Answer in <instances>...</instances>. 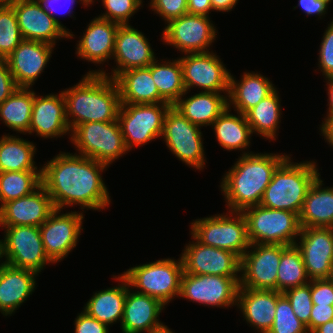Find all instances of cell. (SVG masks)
Listing matches in <instances>:
<instances>
[{
  "label": "cell",
  "instance_id": "obj_57",
  "mask_svg": "<svg viewBox=\"0 0 333 333\" xmlns=\"http://www.w3.org/2000/svg\"><path fill=\"white\" fill-rule=\"evenodd\" d=\"M154 333H175L172 331L167 325H163L162 327L156 329Z\"/></svg>",
  "mask_w": 333,
  "mask_h": 333
},
{
  "label": "cell",
  "instance_id": "obj_28",
  "mask_svg": "<svg viewBox=\"0 0 333 333\" xmlns=\"http://www.w3.org/2000/svg\"><path fill=\"white\" fill-rule=\"evenodd\" d=\"M186 94L188 92H185L173 107L199 127L211 126L228 107V94L199 91L185 98Z\"/></svg>",
  "mask_w": 333,
  "mask_h": 333
},
{
  "label": "cell",
  "instance_id": "obj_27",
  "mask_svg": "<svg viewBox=\"0 0 333 333\" xmlns=\"http://www.w3.org/2000/svg\"><path fill=\"white\" fill-rule=\"evenodd\" d=\"M37 273L0 264V312L12 316L36 289Z\"/></svg>",
  "mask_w": 333,
  "mask_h": 333
},
{
  "label": "cell",
  "instance_id": "obj_56",
  "mask_svg": "<svg viewBox=\"0 0 333 333\" xmlns=\"http://www.w3.org/2000/svg\"><path fill=\"white\" fill-rule=\"evenodd\" d=\"M312 333H333V320L320 325Z\"/></svg>",
  "mask_w": 333,
  "mask_h": 333
},
{
  "label": "cell",
  "instance_id": "obj_11",
  "mask_svg": "<svg viewBox=\"0 0 333 333\" xmlns=\"http://www.w3.org/2000/svg\"><path fill=\"white\" fill-rule=\"evenodd\" d=\"M202 137L201 127L191 123L173 106L169 108L161 138L175 157L200 171L206 164Z\"/></svg>",
  "mask_w": 333,
  "mask_h": 333
},
{
  "label": "cell",
  "instance_id": "obj_36",
  "mask_svg": "<svg viewBox=\"0 0 333 333\" xmlns=\"http://www.w3.org/2000/svg\"><path fill=\"white\" fill-rule=\"evenodd\" d=\"M155 60L148 67L160 94V103L173 106L186 92L183 82L182 65L179 58L175 60Z\"/></svg>",
  "mask_w": 333,
  "mask_h": 333
},
{
  "label": "cell",
  "instance_id": "obj_26",
  "mask_svg": "<svg viewBox=\"0 0 333 333\" xmlns=\"http://www.w3.org/2000/svg\"><path fill=\"white\" fill-rule=\"evenodd\" d=\"M281 292L276 290H256L239 287L237 308L243 320L259 333H267L275 319L277 299Z\"/></svg>",
  "mask_w": 333,
  "mask_h": 333
},
{
  "label": "cell",
  "instance_id": "obj_13",
  "mask_svg": "<svg viewBox=\"0 0 333 333\" xmlns=\"http://www.w3.org/2000/svg\"><path fill=\"white\" fill-rule=\"evenodd\" d=\"M239 282L240 277L183 272L179 297L212 308L237 306Z\"/></svg>",
  "mask_w": 333,
  "mask_h": 333
},
{
  "label": "cell",
  "instance_id": "obj_17",
  "mask_svg": "<svg viewBox=\"0 0 333 333\" xmlns=\"http://www.w3.org/2000/svg\"><path fill=\"white\" fill-rule=\"evenodd\" d=\"M149 43L148 38L133 26L129 24L119 25L112 56L116 65L112 67L111 73H106L104 68H99V70L95 69L86 74H102L115 79L126 70L148 67L156 60L155 52Z\"/></svg>",
  "mask_w": 333,
  "mask_h": 333
},
{
  "label": "cell",
  "instance_id": "obj_10",
  "mask_svg": "<svg viewBox=\"0 0 333 333\" xmlns=\"http://www.w3.org/2000/svg\"><path fill=\"white\" fill-rule=\"evenodd\" d=\"M168 103L121 104L118 122L128 151L160 138Z\"/></svg>",
  "mask_w": 333,
  "mask_h": 333
},
{
  "label": "cell",
  "instance_id": "obj_15",
  "mask_svg": "<svg viewBox=\"0 0 333 333\" xmlns=\"http://www.w3.org/2000/svg\"><path fill=\"white\" fill-rule=\"evenodd\" d=\"M184 55L179 60L186 92L198 87L202 92L229 94L231 73L216 53L210 51Z\"/></svg>",
  "mask_w": 333,
  "mask_h": 333
},
{
  "label": "cell",
  "instance_id": "obj_46",
  "mask_svg": "<svg viewBox=\"0 0 333 333\" xmlns=\"http://www.w3.org/2000/svg\"><path fill=\"white\" fill-rule=\"evenodd\" d=\"M40 2V4L42 5V8L69 34V39L75 37L74 34H72L73 32L69 31V29L66 28V26H64L63 24H61V21L56 18V16L54 14L59 13L61 14L62 11L65 10V12H63L64 14H68V16L73 17L72 16V11L73 10V6L76 2H80L82 5H84L85 7H87L83 0H38ZM58 7V8H57ZM64 9V10H62ZM61 11V13H60Z\"/></svg>",
  "mask_w": 333,
  "mask_h": 333
},
{
  "label": "cell",
  "instance_id": "obj_2",
  "mask_svg": "<svg viewBox=\"0 0 333 333\" xmlns=\"http://www.w3.org/2000/svg\"><path fill=\"white\" fill-rule=\"evenodd\" d=\"M278 153H251L239 156L223 175L221 193L229 211L260 205L261 198L277 167L288 157Z\"/></svg>",
  "mask_w": 333,
  "mask_h": 333
},
{
  "label": "cell",
  "instance_id": "obj_50",
  "mask_svg": "<svg viewBox=\"0 0 333 333\" xmlns=\"http://www.w3.org/2000/svg\"><path fill=\"white\" fill-rule=\"evenodd\" d=\"M18 86L15 83L5 60H0V104H2Z\"/></svg>",
  "mask_w": 333,
  "mask_h": 333
},
{
  "label": "cell",
  "instance_id": "obj_7",
  "mask_svg": "<svg viewBox=\"0 0 333 333\" xmlns=\"http://www.w3.org/2000/svg\"><path fill=\"white\" fill-rule=\"evenodd\" d=\"M215 214L191 223V235L201 244L228 250L240 258L250 247L247 224L241 212Z\"/></svg>",
  "mask_w": 333,
  "mask_h": 333
},
{
  "label": "cell",
  "instance_id": "obj_29",
  "mask_svg": "<svg viewBox=\"0 0 333 333\" xmlns=\"http://www.w3.org/2000/svg\"><path fill=\"white\" fill-rule=\"evenodd\" d=\"M240 79L230 74L228 107L242 114L277 89L270 79L258 72H244Z\"/></svg>",
  "mask_w": 333,
  "mask_h": 333
},
{
  "label": "cell",
  "instance_id": "obj_5",
  "mask_svg": "<svg viewBox=\"0 0 333 333\" xmlns=\"http://www.w3.org/2000/svg\"><path fill=\"white\" fill-rule=\"evenodd\" d=\"M183 272L180 256L178 260L165 258L136 265L122 275L127 279L130 288L136 289L135 292L154 297L167 305L175 297L179 298Z\"/></svg>",
  "mask_w": 333,
  "mask_h": 333
},
{
  "label": "cell",
  "instance_id": "obj_34",
  "mask_svg": "<svg viewBox=\"0 0 333 333\" xmlns=\"http://www.w3.org/2000/svg\"><path fill=\"white\" fill-rule=\"evenodd\" d=\"M16 136L5 134L0 137V172L41 171L34 161L37 154L34 142Z\"/></svg>",
  "mask_w": 333,
  "mask_h": 333
},
{
  "label": "cell",
  "instance_id": "obj_37",
  "mask_svg": "<svg viewBox=\"0 0 333 333\" xmlns=\"http://www.w3.org/2000/svg\"><path fill=\"white\" fill-rule=\"evenodd\" d=\"M34 90L17 88L0 104V121L17 133L29 134Z\"/></svg>",
  "mask_w": 333,
  "mask_h": 333
},
{
  "label": "cell",
  "instance_id": "obj_16",
  "mask_svg": "<svg viewBox=\"0 0 333 333\" xmlns=\"http://www.w3.org/2000/svg\"><path fill=\"white\" fill-rule=\"evenodd\" d=\"M83 212L55 209L39 227L44 250L53 263L61 262L76 248L83 228Z\"/></svg>",
  "mask_w": 333,
  "mask_h": 333
},
{
  "label": "cell",
  "instance_id": "obj_40",
  "mask_svg": "<svg viewBox=\"0 0 333 333\" xmlns=\"http://www.w3.org/2000/svg\"><path fill=\"white\" fill-rule=\"evenodd\" d=\"M23 41L16 13L11 5L0 7V60L6 59Z\"/></svg>",
  "mask_w": 333,
  "mask_h": 333
},
{
  "label": "cell",
  "instance_id": "obj_59",
  "mask_svg": "<svg viewBox=\"0 0 333 333\" xmlns=\"http://www.w3.org/2000/svg\"><path fill=\"white\" fill-rule=\"evenodd\" d=\"M84 4L89 7L90 4H93L95 2V0H83Z\"/></svg>",
  "mask_w": 333,
  "mask_h": 333
},
{
  "label": "cell",
  "instance_id": "obj_19",
  "mask_svg": "<svg viewBox=\"0 0 333 333\" xmlns=\"http://www.w3.org/2000/svg\"><path fill=\"white\" fill-rule=\"evenodd\" d=\"M295 245L299 249L307 276L329 279L333 267V228H301Z\"/></svg>",
  "mask_w": 333,
  "mask_h": 333
},
{
  "label": "cell",
  "instance_id": "obj_58",
  "mask_svg": "<svg viewBox=\"0 0 333 333\" xmlns=\"http://www.w3.org/2000/svg\"><path fill=\"white\" fill-rule=\"evenodd\" d=\"M14 0H0V7L1 6H8L10 5Z\"/></svg>",
  "mask_w": 333,
  "mask_h": 333
},
{
  "label": "cell",
  "instance_id": "obj_44",
  "mask_svg": "<svg viewBox=\"0 0 333 333\" xmlns=\"http://www.w3.org/2000/svg\"><path fill=\"white\" fill-rule=\"evenodd\" d=\"M320 43L318 68L324 78L333 76V20L330 21Z\"/></svg>",
  "mask_w": 333,
  "mask_h": 333
},
{
  "label": "cell",
  "instance_id": "obj_39",
  "mask_svg": "<svg viewBox=\"0 0 333 333\" xmlns=\"http://www.w3.org/2000/svg\"><path fill=\"white\" fill-rule=\"evenodd\" d=\"M41 184V171L0 172V208L34 192Z\"/></svg>",
  "mask_w": 333,
  "mask_h": 333
},
{
  "label": "cell",
  "instance_id": "obj_33",
  "mask_svg": "<svg viewBox=\"0 0 333 333\" xmlns=\"http://www.w3.org/2000/svg\"><path fill=\"white\" fill-rule=\"evenodd\" d=\"M231 110L227 107L211 125L218 144L227 151L240 150L242 151L241 155L254 153L247 150L250 147L251 135L253 136V134L245 114L237 112L235 115L231 113Z\"/></svg>",
  "mask_w": 333,
  "mask_h": 333
},
{
  "label": "cell",
  "instance_id": "obj_60",
  "mask_svg": "<svg viewBox=\"0 0 333 333\" xmlns=\"http://www.w3.org/2000/svg\"><path fill=\"white\" fill-rule=\"evenodd\" d=\"M0 259L2 260V248H1V239H0ZM1 260H0V262L2 263L3 261H1ZM1 263H0V264H1Z\"/></svg>",
  "mask_w": 333,
  "mask_h": 333
},
{
  "label": "cell",
  "instance_id": "obj_35",
  "mask_svg": "<svg viewBox=\"0 0 333 333\" xmlns=\"http://www.w3.org/2000/svg\"><path fill=\"white\" fill-rule=\"evenodd\" d=\"M278 89L245 113L252 134L268 140H276L281 123V102Z\"/></svg>",
  "mask_w": 333,
  "mask_h": 333
},
{
  "label": "cell",
  "instance_id": "obj_9",
  "mask_svg": "<svg viewBox=\"0 0 333 333\" xmlns=\"http://www.w3.org/2000/svg\"><path fill=\"white\" fill-rule=\"evenodd\" d=\"M0 228L4 229L1 239L3 263L38 275L47 264H54L45 253L39 227L20 225Z\"/></svg>",
  "mask_w": 333,
  "mask_h": 333
},
{
  "label": "cell",
  "instance_id": "obj_61",
  "mask_svg": "<svg viewBox=\"0 0 333 333\" xmlns=\"http://www.w3.org/2000/svg\"><path fill=\"white\" fill-rule=\"evenodd\" d=\"M329 279L333 282V267H332L331 275H330V278H329Z\"/></svg>",
  "mask_w": 333,
  "mask_h": 333
},
{
  "label": "cell",
  "instance_id": "obj_1",
  "mask_svg": "<svg viewBox=\"0 0 333 333\" xmlns=\"http://www.w3.org/2000/svg\"><path fill=\"white\" fill-rule=\"evenodd\" d=\"M109 167L86 156L60 152L41 166L42 186L55 209L79 205L82 209L104 210L111 199L102 172Z\"/></svg>",
  "mask_w": 333,
  "mask_h": 333
},
{
  "label": "cell",
  "instance_id": "obj_6",
  "mask_svg": "<svg viewBox=\"0 0 333 333\" xmlns=\"http://www.w3.org/2000/svg\"><path fill=\"white\" fill-rule=\"evenodd\" d=\"M241 213L246 220L250 244L292 246L298 241L301 226L299 215L294 212L256 205Z\"/></svg>",
  "mask_w": 333,
  "mask_h": 333
},
{
  "label": "cell",
  "instance_id": "obj_14",
  "mask_svg": "<svg viewBox=\"0 0 333 333\" xmlns=\"http://www.w3.org/2000/svg\"><path fill=\"white\" fill-rule=\"evenodd\" d=\"M286 247L278 244H250L241 257L239 287L276 290L281 253Z\"/></svg>",
  "mask_w": 333,
  "mask_h": 333
},
{
  "label": "cell",
  "instance_id": "obj_54",
  "mask_svg": "<svg viewBox=\"0 0 333 333\" xmlns=\"http://www.w3.org/2000/svg\"><path fill=\"white\" fill-rule=\"evenodd\" d=\"M239 0H211V5L214 11L229 12L236 6Z\"/></svg>",
  "mask_w": 333,
  "mask_h": 333
},
{
  "label": "cell",
  "instance_id": "obj_48",
  "mask_svg": "<svg viewBox=\"0 0 333 333\" xmlns=\"http://www.w3.org/2000/svg\"><path fill=\"white\" fill-rule=\"evenodd\" d=\"M74 321V333H109V327L106 324L89 316L83 310L78 314Z\"/></svg>",
  "mask_w": 333,
  "mask_h": 333
},
{
  "label": "cell",
  "instance_id": "obj_53",
  "mask_svg": "<svg viewBox=\"0 0 333 333\" xmlns=\"http://www.w3.org/2000/svg\"><path fill=\"white\" fill-rule=\"evenodd\" d=\"M324 140L333 148V115L325 117L319 128Z\"/></svg>",
  "mask_w": 333,
  "mask_h": 333
},
{
  "label": "cell",
  "instance_id": "obj_41",
  "mask_svg": "<svg viewBox=\"0 0 333 333\" xmlns=\"http://www.w3.org/2000/svg\"><path fill=\"white\" fill-rule=\"evenodd\" d=\"M267 333H309L295 315L288 299L281 294L277 299L275 319Z\"/></svg>",
  "mask_w": 333,
  "mask_h": 333
},
{
  "label": "cell",
  "instance_id": "obj_18",
  "mask_svg": "<svg viewBox=\"0 0 333 333\" xmlns=\"http://www.w3.org/2000/svg\"><path fill=\"white\" fill-rule=\"evenodd\" d=\"M191 238L193 241L184 247L180 255L185 273L240 277L241 258L237 254L203 245L192 235Z\"/></svg>",
  "mask_w": 333,
  "mask_h": 333
},
{
  "label": "cell",
  "instance_id": "obj_43",
  "mask_svg": "<svg viewBox=\"0 0 333 333\" xmlns=\"http://www.w3.org/2000/svg\"><path fill=\"white\" fill-rule=\"evenodd\" d=\"M282 294L290 302L296 317L307 326L310 322L313 306L311 298V280L305 285L288 289Z\"/></svg>",
  "mask_w": 333,
  "mask_h": 333
},
{
  "label": "cell",
  "instance_id": "obj_24",
  "mask_svg": "<svg viewBox=\"0 0 333 333\" xmlns=\"http://www.w3.org/2000/svg\"><path fill=\"white\" fill-rule=\"evenodd\" d=\"M165 305L158 299L135 292L127 281V296L121 322L122 333H152L164 325L159 315Z\"/></svg>",
  "mask_w": 333,
  "mask_h": 333
},
{
  "label": "cell",
  "instance_id": "obj_52",
  "mask_svg": "<svg viewBox=\"0 0 333 333\" xmlns=\"http://www.w3.org/2000/svg\"><path fill=\"white\" fill-rule=\"evenodd\" d=\"M188 14L209 16L213 11L211 0H187Z\"/></svg>",
  "mask_w": 333,
  "mask_h": 333
},
{
  "label": "cell",
  "instance_id": "obj_42",
  "mask_svg": "<svg viewBox=\"0 0 333 333\" xmlns=\"http://www.w3.org/2000/svg\"><path fill=\"white\" fill-rule=\"evenodd\" d=\"M106 9L105 13L98 17L116 22L120 25L130 24L129 18L143 7V0H101Z\"/></svg>",
  "mask_w": 333,
  "mask_h": 333
},
{
  "label": "cell",
  "instance_id": "obj_4",
  "mask_svg": "<svg viewBox=\"0 0 333 333\" xmlns=\"http://www.w3.org/2000/svg\"><path fill=\"white\" fill-rule=\"evenodd\" d=\"M287 157L274 171L260 205L300 215L311 184L320 175L316 161L291 162Z\"/></svg>",
  "mask_w": 333,
  "mask_h": 333
},
{
  "label": "cell",
  "instance_id": "obj_51",
  "mask_svg": "<svg viewBox=\"0 0 333 333\" xmlns=\"http://www.w3.org/2000/svg\"><path fill=\"white\" fill-rule=\"evenodd\" d=\"M331 2L332 0H298V5L293 9L299 6L307 16L317 15L322 19L327 14L326 11Z\"/></svg>",
  "mask_w": 333,
  "mask_h": 333
},
{
  "label": "cell",
  "instance_id": "obj_49",
  "mask_svg": "<svg viewBox=\"0 0 333 333\" xmlns=\"http://www.w3.org/2000/svg\"><path fill=\"white\" fill-rule=\"evenodd\" d=\"M333 320V306L313 305L310 315V322L306 326L309 333H312L320 325Z\"/></svg>",
  "mask_w": 333,
  "mask_h": 333
},
{
  "label": "cell",
  "instance_id": "obj_8",
  "mask_svg": "<svg viewBox=\"0 0 333 333\" xmlns=\"http://www.w3.org/2000/svg\"><path fill=\"white\" fill-rule=\"evenodd\" d=\"M76 153L110 166L129 152L118 119L110 122H86L76 126L69 137Z\"/></svg>",
  "mask_w": 333,
  "mask_h": 333
},
{
  "label": "cell",
  "instance_id": "obj_25",
  "mask_svg": "<svg viewBox=\"0 0 333 333\" xmlns=\"http://www.w3.org/2000/svg\"><path fill=\"white\" fill-rule=\"evenodd\" d=\"M119 25L100 17L93 18L84 30L83 36L77 41V57L95 65H103L112 60Z\"/></svg>",
  "mask_w": 333,
  "mask_h": 333
},
{
  "label": "cell",
  "instance_id": "obj_55",
  "mask_svg": "<svg viewBox=\"0 0 333 333\" xmlns=\"http://www.w3.org/2000/svg\"><path fill=\"white\" fill-rule=\"evenodd\" d=\"M326 79V85L328 89H326L328 92H327V95H328V108H327V115L326 117L328 116H331L333 115V76L332 77H327V78H324V80Z\"/></svg>",
  "mask_w": 333,
  "mask_h": 333
},
{
  "label": "cell",
  "instance_id": "obj_30",
  "mask_svg": "<svg viewBox=\"0 0 333 333\" xmlns=\"http://www.w3.org/2000/svg\"><path fill=\"white\" fill-rule=\"evenodd\" d=\"M113 278L121 284L96 291L83 308V311L89 316L96 318L108 327L118 321L121 325L127 296V279L122 274H118V277L113 275Z\"/></svg>",
  "mask_w": 333,
  "mask_h": 333
},
{
  "label": "cell",
  "instance_id": "obj_38",
  "mask_svg": "<svg viewBox=\"0 0 333 333\" xmlns=\"http://www.w3.org/2000/svg\"><path fill=\"white\" fill-rule=\"evenodd\" d=\"M310 282L307 276L301 252L296 245L287 246L281 253L278 266L276 291L302 286Z\"/></svg>",
  "mask_w": 333,
  "mask_h": 333
},
{
  "label": "cell",
  "instance_id": "obj_20",
  "mask_svg": "<svg viewBox=\"0 0 333 333\" xmlns=\"http://www.w3.org/2000/svg\"><path fill=\"white\" fill-rule=\"evenodd\" d=\"M10 5L16 13L24 40L55 46L57 40L69 39V34L42 8L38 0H14Z\"/></svg>",
  "mask_w": 333,
  "mask_h": 333
},
{
  "label": "cell",
  "instance_id": "obj_47",
  "mask_svg": "<svg viewBox=\"0 0 333 333\" xmlns=\"http://www.w3.org/2000/svg\"><path fill=\"white\" fill-rule=\"evenodd\" d=\"M311 298L313 305L333 306V282L330 279L311 280Z\"/></svg>",
  "mask_w": 333,
  "mask_h": 333
},
{
  "label": "cell",
  "instance_id": "obj_32",
  "mask_svg": "<svg viewBox=\"0 0 333 333\" xmlns=\"http://www.w3.org/2000/svg\"><path fill=\"white\" fill-rule=\"evenodd\" d=\"M114 80L119 88L121 104L160 103V94L149 67L126 70Z\"/></svg>",
  "mask_w": 333,
  "mask_h": 333
},
{
  "label": "cell",
  "instance_id": "obj_3",
  "mask_svg": "<svg viewBox=\"0 0 333 333\" xmlns=\"http://www.w3.org/2000/svg\"><path fill=\"white\" fill-rule=\"evenodd\" d=\"M62 93L71 131L82 123L118 119L120 92L113 78L102 74H85L76 85L64 89Z\"/></svg>",
  "mask_w": 333,
  "mask_h": 333
},
{
  "label": "cell",
  "instance_id": "obj_45",
  "mask_svg": "<svg viewBox=\"0 0 333 333\" xmlns=\"http://www.w3.org/2000/svg\"><path fill=\"white\" fill-rule=\"evenodd\" d=\"M150 9L167 24L169 21L188 14L187 0H150Z\"/></svg>",
  "mask_w": 333,
  "mask_h": 333
},
{
  "label": "cell",
  "instance_id": "obj_12",
  "mask_svg": "<svg viewBox=\"0 0 333 333\" xmlns=\"http://www.w3.org/2000/svg\"><path fill=\"white\" fill-rule=\"evenodd\" d=\"M209 16L185 14L169 21L163 29L162 42L181 52L206 53L216 41L217 30Z\"/></svg>",
  "mask_w": 333,
  "mask_h": 333
},
{
  "label": "cell",
  "instance_id": "obj_31",
  "mask_svg": "<svg viewBox=\"0 0 333 333\" xmlns=\"http://www.w3.org/2000/svg\"><path fill=\"white\" fill-rule=\"evenodd\" d=\"M319 175L307 191L299 215L301 228H333V186H324Z\"/></svg>",
  "mask_w": 333,
  "mask_h": 333
},
{
  "label": "cell",
  "instance_id": "obj_22",
  "mask_svg": "<svg viewBox=\"0 0 333 333\" xmlns=\"http://www.w3.org/2000/svg\"><path fill=\"white\" fill-rule=\"evenodd\" d=\"M54 210L51 197L41 184L34 192L0 208V226L40 227Z\"/></svg>",
  "mask_w": 333,
  "mask_h": 333
},
{
  "label": "cell",
  "instance_id": "obj_21",
  "mask_svg": "<svg viewBox=\"0 0 333 333\" xmlns=\"http://www.w3.org/2000/svg\"><path fill=\"white\" fill-rule=\"evenodd\" d=\"M54 47L49 43L23 39L4 59L18 88H32L49 64Z\"/></svg>",
  "mask_w": 333,
  "mask_h": 333
},
{
  "label": "cell",
  "instance_id": "obj_23",
  "mask_svg": "<svg viewBox=\"0 0 333 333\" xmlns=\"http://www.w3.org/2000/svg\"><path fill=\"white\" fill-rule=\"evenodd\" d=\"M41 138H58L71 135L66 119L65 99L62 91L57 94L37 95L34 92L29 134Z\"/></svg>",
  "mask_w": 333,
  "mask_h": 333
}]
</instances>
